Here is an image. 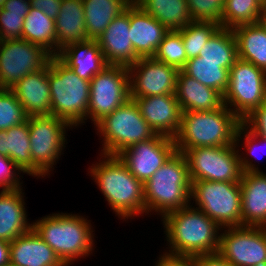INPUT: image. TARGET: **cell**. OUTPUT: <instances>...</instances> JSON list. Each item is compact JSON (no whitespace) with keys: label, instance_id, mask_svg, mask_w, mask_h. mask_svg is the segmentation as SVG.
Masks as SVG:
<instances>
[{"label":"cell","instance_id":"cell-1","mask_svg":"<svg viewBox=\"0 0 266 266\" xmlns=\"http://www.w3.org/2000/svg\"><path fill=\"white\" fill-rule=\"evenodd\" d=\"M98 156V161L88 167L87 175L92 177L112 213L122 223L145 217L144 183L130 173L118 156Z\"/></svg>","mask_w":266,"mask_h":266},{"label":"cell","instance_id":"cell-2","mask_svg":"<svg viewBox=\"0 0 266 266\" xmlns=\"http://www.w3.org/2000/svg\"><path fill=\"white\" fill-rule=\"evenodd\" d=\"M161 223L165 253L195 257L218 252L222 228L191 204L166 214Z\"/></svg>","mask_w":266,"mask_h":266},{"label":"cell","instance_id":"cell-3","mask_svg":"<svg viewBox=\"0 0 266 266\" xmlns=\"http://www.w3.org/2000/svg\"><path fill=\"white\" fill-rule=\"evenodd\" d=\"M86 217L79 213L53 212L33 220L32 229L66 266H71L92 256L96 248L94 225Z\"/></svg>","mask_w":266,"mask_h":266},{"label":"cell","instance_id":"cell-4","mask_svg":"<svg viewBox=\"0 0 266 266\" xmlns=\"http://www.w3.org/2000/svg\"><path fill=\"white\" fill-rule=\"evenodd\" d=\"M191 185L186 157L176 151L144 183L146 216L157 214L161 220L166 214L189 206Z\"/></svg>","mask_w":266,"mask_h":266},{"label":"cell","instance_id":"cell-5","mask_svg":"<svg viewBox=\"0 0 266 266\" xmlns=\"http://www.w3.org/2000/svg\"><path fill=\"white\" fill-rule=\"evenodd\" d=\"M242 121L224 104L213 111L182 112L176 149L216 147L235 144Z\"/></svg>","mask_w":266,"mask_h":266},{"label":"cell","instance_id":"cell-6","mask_svg":"<svg viewBox=\"0 0 266 266\" xmlns=\"http://www.w3.org/2000/svg\"><path fill=\"white\" fill-rule=\"evenodd\" d=\"M51 115L78 129L88 122L90 81L80 78L57 56L48 63Z\"/></svg>","mask_w":266,"mask_h":266},{"label":"cell","instance_id":"cell-7","mask_svg":"<svg viewBox=\"0 0 266 266\" xmlns=\"http://www.w3.org/2000/svg\"><path fill=\"white\" fill-rule=\"evenodd\" d=\"M101 138L100 154L117 156L126 148L153 138L156 133L140 114L133 99H129L94 126Z\"/></svg>","mask_w":266,"mask_h":266},{"label":"cell","instance_id":"cell-8","mask_svg":"<svg viewBox=\"0 0 266 266\" xmlns=\"http://www.w3.org/2000/svg\"><path fill=\"white\" fill-rule=\"evenodd\" d=\"M190 200L221 228L242 226L240 182L193 181Z\"/></svg>","mask_w":266,"mask_h":266},{"label":"cell","instance_id":"cell-9","mask_svg":"<svg viewBox=\"0 0 266 266\" xmlns=\"http://www.w3.org/2000/svg\"><path fill=\"white\" fill-rule=\"evenodd\" d=\"M186 157L191 182H240L242 168L236 144L176 149Z\"/></svg>","mask_w":266,"mask_h":266},{"label":"cell","instance_id":"cell-10","mask_svg":"<svg viewBox=\"0 0 266 266\" xmlns=\"http://www.w3.org/2000/svg\"><path fill=\"white\" fill-rule=\"evenodd\" d=\"M229 72L223 102L242 121L266 101V72L239 58Z\"/></svg>","mask_w":266,"mask_h":266},{"label":"cell","instance_id":"cell-11","mask_svg":"<svg viewBox=\"0 0 266 266\" xmlns=\"http://www.w3.org/2000/svg\"><path fill=\"white\" fill-rule=\"evenodd\" d=\"M28 127L32 161L49 178L68 144L67 131L74 129L53 115L28 117Z\"/></svg>","mask_w":266,"mask_h":266},{"label":"cell","instance_id":"cell-12","mask_svg":"<svg viewBox=\"0 0 266 266\" xmlns=\"http://www.w3.org/2000/svg\"><path fill=\"white\" fill-rule=\"evenodd\" d=\"M130 99L129 70L108 65L90 80L88 121L94 126Z\"/></svg>","mask_w":266,"mask_h":266},{"label":"cell","instance_id":"cell-13","mask_svg":"<svg viewBox=\"0 0 266 266\" xmlns=\"http://www.w3.org/2000/svg\"><path fill=\"white\" fill-rule=\"evenodd\" d=\"M52 55L22 38L0 41V89H12L25 75L45 68Z\"/></svg>","mask_w":266,"mask_h":266},{"label":"cell","instance_id":"cell-14","mask_svg":"<svg viewBox=\"0 0 266 266\" xmlns=\"http://www.w3.org/2000/svg\"><path fill=\"white\" fill-rule=\"evenodd\" d=\"M218 253L233 266H256L266 262V227L222 228Z\"/></svg>","mask_w":266,"mask_h":266},{"label":"cell","instance_id":"cell-15","mask_svg":"<svg viewBox=\"0 0 266 266\" xmlns=\"http://www.w3.org/2000/svg\"><path fill=\"white\" fill-rule=\"evenodd\" d=\"M176 151L174 138L156 134L126 148L117 156L136 179L145 183Z\"/></svg>","mask_w":266,"mask_h":266},{"label":"cell","instance_id":"cell-16","mask_svg":"<svg viewBox=\"0 0 266 266\" xmlns=\"http://www.w3.org/2000/svg\"><path fill=\"white\" fill-rule=\"evenodd\" d=\"M130 97L175 94L179 70L153 57L139 58L128 68Z\"/></svg>","mask_w":266,"mask_h":266},{"label":"cell","instance_id":"cell-17","mask_svg":"<svg viewBox=\"0 0 266 266\" xmlns=\"http://www.w3.org/2000/svg\"><path fill=\"white\" fill-rule=\"evenodd\" d=\"M156 134L174 138L179 132L182 110L176 94L130 97Z\"/></svg>","mask_w":266,"mask_h":266},{"label":"cell","instance_id":"cell-18","mask_svg":"<svg viewBox=\"0 0 266 266\" xmlns=\"http://www.w3.org/2000/svg\"><path fill=\"white\" fill-rule=\"evenodd\" d=\"M129 6L96 40L108 65L131 67L139 57L130 40Z\"/></svg>","mask_w":266,"mask_h":266},{"label":"cell","instance_id":"cell-19","mask_svg":"<svg viewBox=\"0 0 266 266\" xmlns=\"http://www.w3.org/2000/svg\"><path fill=\"white\" fill-rule=\"evenodd\" d=\"M129 23L135 54L139 58L153 57L169 30L134 1L129 5Z\"/></svg>","mask_w":266,"mask_h":266},{"label":"cell","instance_id":"cell-20","mask_svg":"<svg viewBox=\"0 0 266 266\" xmlns=\"http://www.w3.org/2000/svg\"><path fill=\"white\" fill-rule=\"evenodd\" d=\"M11 90L28 117L51 115L48 65L37 72L25 75Z\"/></svg>","mask_w":266,"mask_h":266},{"label":"cell","instance_id":"cell-21","mask_svg":"<svg viewBox=\"0 0 266 266\" xmlns=\"http://www.w3.org/2000/svg\"><path fill=\"white\" fill-rule=\"evenodd\" d=\"M9 257L13 266H66L33 229L10 242Z\"/></svg>","mask_w":266,"mask_h":266},{"label":"cell","instance_id":"cell-22","mask_svg":"<svg viewBox=\"0 0 266 266\" xmlns=\"http://www.w3.org/2000/svg\"><path fill=\"white\" fill-rule=\"evenodd\" d=\"M25 195L23 188L0 191V240L10 243L32 229Z\"/></svg>","mask_w":266,"mask_h":266},{"label":"cell","instance_id":"cell-23","mask_svg":"<svg viewBox=\"0 0 266 266\" xmlns=\"http://www.w3.org/2000/svg\"><path fill=\"white\" fill-rule=\"evenodd\" d=\"M241 210L242 226L266 227V173L242 174Z\"/></svg>","mask_w":266,"mask_h":266},{"label":"cell","instance_id":"cell-24","mask_svg":"<svg viewBox=\"0 0 266 266\" xmlns=\"http://www.w3.org/2000/svg\"><path fill=\"white\" fill-rule=\"evenodd\" d=\"M57 57L80 78L87 81L108 66L99 44L91 39L65 46Z\"/></svg>","mask_w":266,"mask_h":266},{"label":"cell","instance_id":"cell-25","mask_svg":"<svg viewBox=\"0 0 266 266\" xmlns=\"http://www.w3.org/2000/svg\"><path fill=\"white\" fill-rule=\"evenodd\" d=\"M0 153L8 156L24 174L36 179L47 178L32 161L28 119L22 124L0 131Z\"/></svg>","mask_w":266,"mask_h":266},{"label":"cell","instance_id":"cell-26","mask_svg":"<svg viewBox=\"0 0 266 266\" xmlns=\"http://www.w3.org/2000/svg\"><path fill=\"white\" fill-rule=\"evenodd\" d=\"M176 97L182 112L213 111L224 105L223 95L179 70Z\"/></svg>","mask_w":266,"mask_h":266},{"label":"cell","instance_id":"cell-27","mask_svg":"<svg viewBox=\"0 0 266 266\" xmlns=\"http://www.w3.org/2000/svg\"><path fill=\"white\" fill-rule=\"evenodd\" d=\"M55 19L58 54L65 46L88 40L82 0H62Z\"/></svg>","mask_w":266,"mask_h":266},{"label":"cell","instance_id":"cell-28","mask_svg":"<svg viewBox=\"0 0 266 266\" xmlns=\"http://www.w3.org/2000/svg\"><path fill=\"white\" fill-rule=\"evenodd\" d=\"M232 30L237 42L238 58L266 72V28L258 22L239 25Z\"/></svg>","mask_w":266,"mask_h":266},{"label":"cell","instance_id":"cell-29","mask_svg":"<svg viewBox=\"0 0 266 266\" xmlns=\"http://www.w3.org/2000/svg\"><path fill=\"white\" fill-rule=\"evenodd\" d=\"M88 40H97L133 0H82Z\"/></svg>","mask_w":266,"mask_h":266},{"label":"cell","instance_id":"cell-30","mask_svg":"<svg viewBox=\"0 0 266 266\" xmlns=\"http://www.w3.org/2000/svg\"><path fill=\"white\" fill-rule=\"evenodd\" d=\"M169 31L181 30L193 20L186 0H133Z\"/></svg>","mask_w":266,"mask_h":266},{"label":"cell","instance_id":"cell-31","mask_svg":"<svg viewBox=\"0 0 266 266\" xmlns=\"http://www.w3.org/2000/svg\"><path fill=\"white\" fill-rule=\"evenodd\" d=\"M23 24L22 39L42 46L52 56L58 55L54 19L39 9L30 7Z\"/></svg>","mask_w":266,"mask_h":266},{"label":"cell","instance_id":"cell-32","mask_svg":"<svg viewBox=\"0 0 266 266\" xmlns=\"http://www.w3.org/2000/svg\"><path fill=\"white\" fill-rule=\"evenodd\" d=\"M199 57L202 61L223 62V68L230 71L238 59L233 30L220 26L202 47Z\"/></svg>","mask_w":266,"mask_h":266},{"label":"cell","instance_id":"cell-33","mask_svg":"<svg viewBox=\"0 0 266 266\" xmlns=\"http://www.w3.org/2000/svg\"><path fill=\"white\" fill-rule=\"evenodd\" d=\"M182 71L199 83L219 91L222 95L229 85V70L223 68V62L202 61L201 57L187 60Z\"/></svg>","mask_w":266,"mask_h":266},{"label":"cell","instance_id":"cell-34","mask_svg":"<svg viewBox=\"0 0 266 266\" xmlns=\"http://www.w3.org/2000/svg\"><path fill=\"white\" fill-rule=\"evenodd\" d=\"M235 144L238 149L240 165L243 173L263 172L259 167V162H261V155L266 154V139L252 133L242 123L237 130Z\"/></svg>","mask_w":266,"mask_h":266},{"label":"cell","instance_id":"cell-35","mask_svg":"<svg viewBox=\"0 0 266 266\" xmlns=\"http://www.w3.org/2000/svg\"><path fill=\"white\" fill-rule=\"evenodd\" d=\"M261 12L259 0H224L222 27L233 29L239 25L258 23Z\"/></svg>","mask_w":266,"mask_h":266},{"label":"cell","instance_id":"cell-36","mask_svg":"<svg viewBox=\"0 0 266 266\" xmlns=\"http://www.w3.org/2000/svg\"><path fill=\"white\" fill-rule=\"evenodd\" d=\"M29 8V0H7L0 9V41L22 38L24 18Z\"/></svg>","mask_w":266,"mask_h":266},{"label":"cell","instance_id":"cell-37","mask_svg":"<svg viewBox=\"0 0 266 266\" xmlns=\"http://www.w3.org/2000/svg\"><path fill=\"white\" fill-rule=\"evenodd\" d=\"M219 27L220 24L214 21H192L185 28L178 30L188 60L199 56L202 47Z\"/></svg>","mask_w":266,"mask_h":266},{"label":"cell","instance_id":"cell-38","mask_svg":"<svg viewBox=\"0 0 266 266\" xmlns=\"http://www.w3.org/2000/svg\"><path fill=\"white\" fill-rule=\"evenodd\" d=\"M153 58L159 62L173 66L178 70H182L185 67L188 58L182 36L178 30L168 31L165 34Z\"/></svg>","mask_w":266,"mask_h":266},{"label":"cell","instance_id":"cell-39","mask_svg":"<svg viewBox=\"0 0 266 266\" xmlns=\"http://www.w3.org/2000/svg\"><path fill=\"white\" fill-rule=\"evenodd\" d=\"M28 115L11 89H0V131L26 122Z\"/></svg>","mask_w":266,"mask_h":266},{"label":"cell","instance_id":"cell-40","mask_svg":"<svg viewBox=\"0 0 266 266\" xmlns=\"http://www.w3.org/2000/svg\"><path fill=\"white\" fill-rule=\"evenodd\" d=\"M193 21H214L222 27L223 0H189Z\"/></svg>","mask_w":266,"mask_h":266},{"label":"cell","instance_id":"cell-41","mask_svg":"<svg viewBox=\"0 0 266 266\" xmlns=\"http://www.w3.org/2000/svg\"><path fill=\"white\" fill-rule=\"evenodd\" d=\"M23 172L8 157L4 156L0 159V191L17 190L23 187ZM22 177V178H21Z\"/></svg>","mask_w":266,"mask_h":266},{"label":"cell","instance_id":"cell-42","mask_svg":"<svg viewBox=\"0 0 266 266\" xmlns=\"http://www.w3.org/2000/svg\"><path fill=\"white\" fill-rule=\"evenodd\" d=\"M242 123L252 133L266 139V101L245 117Z\"/></svg>","mask_w":266,"mask_h":266},{"label":"cell","instance_id":"cell-43","mask_svg":"<svg viewBox=\"0 0 266 266\" xmlns=\"http://www.w3.org/2000/svg\"><path fill=\"white\" fill-rule=\"evenodd\" d=\"M153 266H196L194 257L180 256L165 253L164 251L159 253L157 260Z\"/></svg>","mask_w":266,"mask_h":266},{"label":"cell","instance_id":"cell-44","mask_svg":"<svg viewBox=\"0 0 266 266\" xmlns=\"http://www.w3.org/2000/svg\"><path fill=\"white\" fill-rule=\"evenodd\" d=\"M30 7L39 9L52 19H56L60 12L62 0H29Z\"/></svg>","mask_w":266,"mask_h":266},{"label":"cell","instance_id":"cell-45","mask_svg":"<svg viewBox=\"0 0 266 266\" xmlns=\"http://www.w3.org/2000/svg\"><path fill=\"white\" fill-rule=\"evenodd\" d=\"M196 266H233L218 252L194 257Z\"/></svg>","mask_w":266,"mask_h":266},{"label":"cell","instance_id":"cell-46","mask_svg":"<svg viewBox=\"0 0 266 266\" xmlns=\"http://www.w3.org/2000/svg\"><path fill=\"white\" fill-rule=\"evenodd\" d=\"M9 249L10 243L0 240V266L10 264Z\"/></svg>","mask_w":266,"mask_h":266},{"label":"cell","instance_id":"cell-47","mask_svg":"<svg viewBox=\"0 0 266 266\" xmlns=\"http://www.w3.org/2000/svg\"><path fill=\"white\" fill-rule=\"evenodd\" d=\"M260 23L266 28V2L262 4Z\"/></svg>","mask_w":266,"mask_h":266},{"label":"cell","instance_id":"cell-48","mask_svg":"<svg viewBox=\"0 0 266 266\" xmlns=\"http://www.w3.org/2000/svg\"><path fill=\"white\" fill-rule=\"evenodd\" d=\"M7 2V0H0V9L3 7V5Z\"/></svg>","mask_w":266,"mask_h":266},{"label":"cell","instance_id":"cell-49","mask_svg":"<svg viewBox=\"0 0 266 266\" xmlns=\"http://www.w3.org/2000/svg\"><path fill=\"white\" fill-rule=\"evenodd\" d=\"M256 266H266V262H260V263L257 264Z\"/></svg>","mask_w":266,"mask_h":266},{"label":"cell","instance_id":"cell-50","mask_svg":"<svg viewBox=\"0 0 266 266\" xmlns=\"http://www.w3.org/2000/svg\"><path fill=\"white\" fill-rule=\"evenodd\" d=\"M262 4H264L266 2V0H259Z\"/></svg>","mask_w":266,"mask_h":266},{"label":"cell","instance_id":"cell-51","mask_svg":"<svg viewBox=\"0 0 266 266\" xmlns=\"http://www.w3.org/2000/svg\"><path fill=\"white\" fill-rule=\"evenodd\" d=\"M3 157H4V155L0 153V159L3 158Z\"/></svg>","mask_w":266,"mask_h":266}]
</instances>
